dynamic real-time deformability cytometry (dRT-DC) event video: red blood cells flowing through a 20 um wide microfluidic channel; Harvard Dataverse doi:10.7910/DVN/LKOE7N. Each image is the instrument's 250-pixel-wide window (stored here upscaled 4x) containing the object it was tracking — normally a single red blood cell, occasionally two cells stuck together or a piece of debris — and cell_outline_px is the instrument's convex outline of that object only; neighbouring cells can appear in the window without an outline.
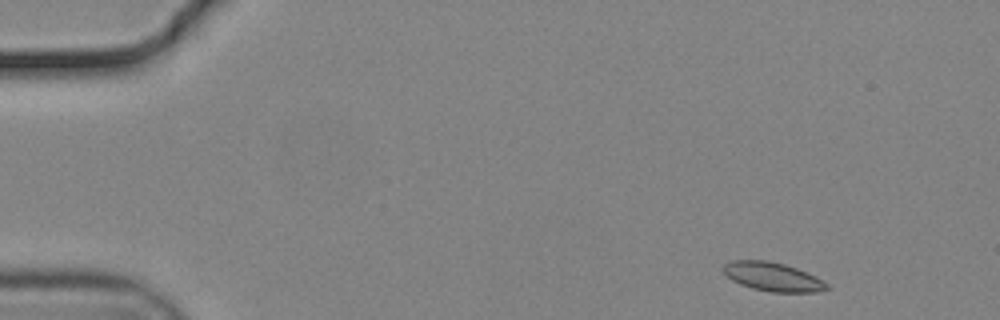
{"species": "common noctule bat (a hibernating species)", "species_latin": "Nyctalus noctula", "temperature_condition": "cold", "stored_images_in_passage": 52, "camera_frame_rate_fps": 3000, "um_per_image_px": 0.085, "animal": {"sex": "male", "body_mass_g": 19.2, "forearm_length_mm": 51.8}, "frame": {"image": 1, "passage_image": 2, "time_ms": 0.333, "image_size_px": [1000, 320], "cell_outline_px": [[832, 288], [816, 292], [772, 292], [752, 288], [740, 284], [732, 280], [720, 268], [724, 264], [732, 260], [768, 260], [784, 264], [796, 268], [816, 276], [828, 284]], "centroid_in_image_um": [65.68, 23.52], "position_along_channel_um": 19.3, "area_um2": 17.46}}
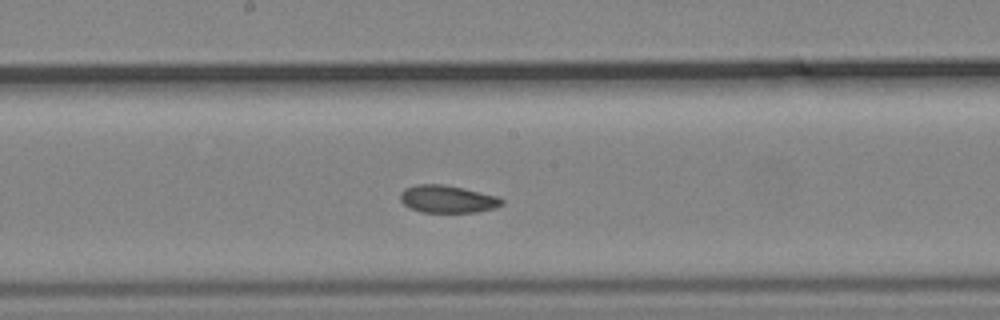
{"frame": {"image": 2, "passage_image": 26, "time_ms": 8.333, "image_size_px": [1000, 320], "cell_outline_px": [[504, 204], [492, 208], [476, 212], [420, 212], [408, 208], [400, 200], [400, 192], [404, 188], [416, 184], [444, 184], [464, 188], [500, 196], [504, 200]], "centroid_in_image_um": [38.02, 16.91], "position_along_channel_um": 210.2, "area_um2": 16.53}}
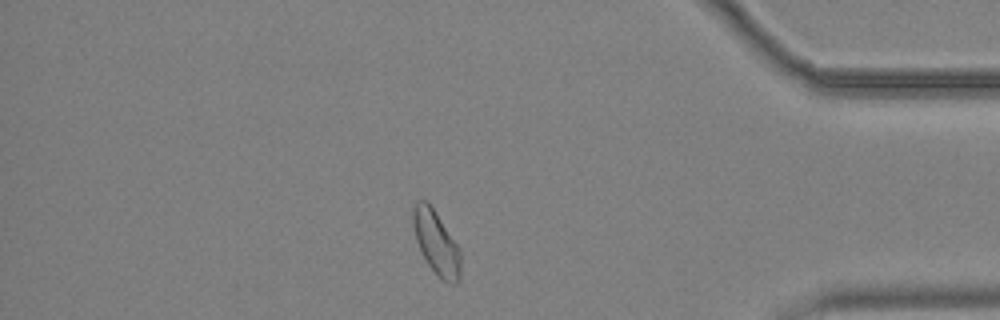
{"frame": {"image": 3, "passage_image": 44, "time_ms": 14.333, "image_size_px": [1000, 320], "cell_outline_px": [[460, 280], [456, 284], [452, 284], [440, 280], [428, 264], [416, 240], [412, 224], [412, 212], [416, 200], [424, 200], [436, 212], [456, 244], [460, 252]], "centroid_in_image_um": [37.07, 20.66], "position_along_channel_um": 398.1, "area_um2": 17.46}, "authors_computed_cell_mechanics": {"area_um2": 17.1666, "velocity_mm_per_s": 3.6746, "shape_relaxation_time_tau1_ms": 7.2738, "shape_relaxation_time_tau2_ms": 3.7095, "deformation_change_tau1": 0.1164, "deformation_change_tau2": 0.0625}}